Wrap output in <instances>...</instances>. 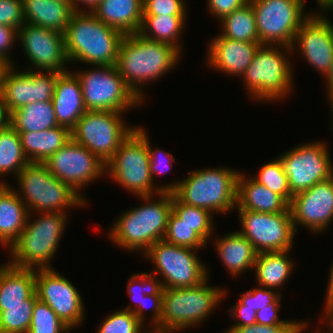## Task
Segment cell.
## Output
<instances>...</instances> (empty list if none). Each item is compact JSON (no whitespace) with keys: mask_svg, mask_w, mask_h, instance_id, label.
<instances>
[{"mask_svg":"<svg viewBox=\"0 0 333 333\" xmlns=\"http://www.w3.org/2000/svg\"><path fill=\"white\" fill-rule=\"evenodd\" d=\"M148 325L145 326L133 312L120 309L106 316L97 326L96 333H142Z\"/></svg>","mask_w":333,"mask_h":333,"instance_id":"obj_42","label":"cell"},{"mask_svg":"<svg viewBox=\"0 0 333 333\" xmlns=\"http://www.w3.org/2000/svg\"><path fill=\"white\" fill-rule=\"evenodd\" d=\"M14 187L8 183L0 184V245L8 249L21 235L29 216Z\"/></svg>","mask_w":333,"mask_h":333,"instance_id":"obj_27","label":"cell"},{"mask_svg":"<svg viewBox=\"0 0 333 333\" xmlns=\"http://www.w3.org/2000/svg\"><path fill=\"white\" fill-rule=\"evenodd\" d=\"M127 281L126 292L135 306L129 303L123 307L124 310L133 312L138 306H143L144 295H163L162 281L150 272L133 273Z\"/></svg>","mask_w":333,"mask_h":333,"instance_id":"obj_38","label":"cell"},{"mask_svg":"<svg viewBox=\"0 0 333 333\" xmlns=\"http://www.w3.org/2000/svg\"><path fill=\"white\" fill-rule=\"evenodd\" d=\"M172 212L185 224L192 227L206 243L214 240V218L210 211L180 202L172 192ZM209 240V241H208Z\"/></svg>","mask_w":333,"mask_h":333,"instance_id":"obj_36","label":"cell"},{"mask_svg":"<svg viewBox=\"0 0 333 333\" xmlns=\"http://www.w3.org/2000/svg\"><path fill=\"white\" fill-rule=\"evenodd\" d=\"M206 9L212 15L217 18L218 21L225 16L231 14L236 9L241 8L248 0H206Z\"/></svg>","mask_w":333,"mask_h":333,"instance_id":"obj_51","label":"cell"},{"mask_svg":"<svg viewBox=\"0 0 333 333\" xmlns=\"http://www.w3.org/2000/svg\"><path fill=\"white\" fill-rule=\"evenodd\" d=\"M325 141L303 142L278 155L292 195L333 177V163Z\"/></svg>","mask_w":333,"mask_h":333,"instance_id":"obj_14","label":"cell"},{"mask_svg":"<svg viewBox=\"0 0 333 333\" xmlns=\"http://www.w3.org/2000/svg\"><path fill=\"white\" fill-rule=\"evenodd\" d=\"M324 81L326 82V97L332 98L333 97V63L330 69L329 74L325 77Z\"/></svg>","mask_w":333,"mask_h":333,"instance_id":"obj_58","label":"cell"},{"mask_svg":"<svg viewBox=\"0 0 333 333\" xmlns=\"http://www.w3.org/2000/svg\"><path fill=\"white\" fill-rule=\"evenodd\" d=\"M237 211L241 225L238 231L251 242L257 254L293 249L297 233L291 213Z\"/></svg>","mask_w":333,"mask_h":333,"instance_id":"obj_15","label":"cell"},{"mask_svg":"<svg viewBox=\"0 0 333 333\" xmlns=\"http://www.w3.org/2000/svg\"><path fill=\"white\" fill-rule=\"evenodd\" d=\"M256 312L253 308L244 305L240 300L235 305L230 306L228 314L235 321L228 327H243L256 323Z\"/></svg>","mask_w":333,"mask_h":333,"instance_id":"obj_50","label":"cell"},{"mask_svg":"<svg viewBox=\"0 0 333 333\" xmlns=\"http://www.w3.org/2000/svg\"><path fill=\"white\" fill-rule=\"evenodd\" d=\"M23 152L29 162L44 163L71 139V130L57 126L37 132H19Z\"/></svg>","mask_w":333,"mask_h":333,"instance_id":"obj_30","label":"cell"},{"mask_svg":"<svg viewBox=\"0 0 333 333\" xmlns=\"http://www.w3.org/2000/svg\"><path fill=\"white\" fill-rule=\"evenodd\" d=\"M149 137L150 136H148L147 133V149L150 158L149 168L154 183V176H161L167 174V172L172 169L175 157L171 153L161 148L159 149L156 147H152L150 145L151 139H149Z\"/></svg>","mask_w":333,"mask_h":333,"instance_id":"obj_46","label":"cell"},{"mask_svg":"<svg viewBox=\"0 0 333 333\" xmlns=\"http://www.w3.org/2000/svg\"><path fill=\"white\" fill-rule=\"evenodd\" d=\"M15 179L18 186L14 190L29 213L68 214L73 208L88 206L85 195H80L70 185L59 181L44 163L29 162Z\"/></svg>","mask_w":333,"mask_h":333,"instance_id":"obj_8","label":"cell"},{"mask_svg":"<svg viewBox=\"0 0 333 333\" xmlns=\"http://www.w3.org/2000/svg\"><path fill=\"white\" fill-rule=\"evenodd\" d=\"M35 291L69 327L77 328L85 320V306L78 288L54 268L35 269Z\"/></svg>","mask_w":333,"mask_h":333,"instance_id":"obj_18","label":"cell"},{"mask_svg":"<svg viewBox=\"0 0 333 333\" xmlns=\"http://www.w3.org/2000/svg\"><path fill=\"white\" fill-rule=\"evenodd\" d=\"M182 54L171 45L144 38L138 33L125 35L119 47L116 68L126 85L145 102V86L158 81L176 68Z\"/></svg>","mask_w":333,"mask_h":333,"instance_id":"obj_1","label":"cell"},{"mask_svg":"<svg viewBox=\"0 0 333 333\" xmlns=\"http://www.w3.org/2000/svg\"><path fill=\"white\" fill-rule=\"evenodd\" d=\"M240 171L237 179L235 210H251L262 213H291L289 203L279 194L257 182L251 175Z\"/></svg>","mask_w":333,"mask_h":333,"instance_id":"obj_24","label":"cell"},{"mask_svg":"<svg viewBox=\"0 0 333 333\" xmlns=\"http://www.w3.org/2000/svg\"><path fill=\"white\" fill-rule=\"evenodd\" d=\"M209 280L208 277L194 287L164 289L162 317L155 328L183 333L201 323L203 325L225 297H228L226 288L214 287Z\"/></svg>","mask_w":333,"mask_h":333,"instance_id":"obj_7","label":"cell"},{"mask_svg":"<svg viewBox=\"0 0 333 333\" xmlns=\"http://www.w3.org/2000/svg\"><path fill=\"white\" fill-rule=\"evenodd\" d=\"M310 322L302 320L298 324L263 325L255 323L243 327H229L224 333H304L310 328Z\"/></svg>","mask_w":333,"mask_h":333,"instance_id":"obj_43","label":"cell"},{"mask_svg":"<svg viewBox=\"0 0 333 333\" xmlns=\"http://www.w3.org/2000/svg\"><path fill=\"white\" fill-rule=\"evenodd\" d=\"M219 22L220 36L242 42L259 43L255 14L249 1Z\"/></svg>","mask_w":333,"mask_h":333,"instance_id":"obj_34","label":"cell"},{"mask_svg":"<svg viewBox=\"0 0 333 333\" xmlns=\"http://www.w3.org/2000/svg\"><path fill=\"white\" fill-rule=\"evenodd\" d=\"M199 251L159 240L142 255L154 264L150 273L161 278L164 289L188 288L210 277V269L198 256Z\"/></svg>","mask_w":333,"mask_h":333,"instance_id":"obj_11","label":"cell"},{"mask_svg":"<svg viewBox=\"0 0 333 333\" xmlns=\"http://www.w3.org/2000/svg\"><path fill=\"white\" fill-rule=\"evenodd\" d=\"M329 269V277H328V285L327 290L325 292V300L324 301H331L333 299V263Z\"/></svg>","mask_w":333,"mask_h":333,"instance_id":"obj_57","label":"cell"},{"mask_svg":"<svg viewBox=\"0 0 333 333\" xmlns=\"http://www.w3.org/2000/svg\"><path fill=\"white\" fill-rule=\"evenodd\" d=\"M142 333H176V331L160 330L155 327H152V328L147 327V329H145Z\"/></svg>","mask_w":333,"mask_h":333,"instance_id":"obj_60","label":"cell"},{"mask_svg":"<svg viewBox=\"0 0 333 333\" xmlns=\"http://www.w3.org/2000/svg\"><path fill=\"white\" fill-rule=\"evenodd\" d=\"M13 65L5 58L0 56V91L3 85V82L5 80V76L8 72V70L12 67Z\"/></svg>","mask_w":333,"mask_h":333,"instance_id":"obj_56","label":"cell"},{"mask_svg":"<svg viewBox=\"0 0 333 333\" xmlns=\"http://www.w3.org/2000/svg\"><path fill=\"white\" fill-rule=\"evenodd\" d=\"M292 251L270 252L257 254L254 264L256 286L273 289L276 292L283 288L294 272L296 264L290 253Z\"/></svg>","mask_w":333,"mask_h":333,"instance_id":"obj_29","label":"cell"},{"mask_svg":"<svg viewBox=\"0 0 333 333\" xmlns=\"http://www.w3.org/2000/svg\"><path fill=\"white\" fill-rule=\"evenodd\" d=\"M147 130L138 125L106 163V176L135 196L160 193L149 168ZM156 185V186H155Z\"/></svg>","mask_w":333,"mask_h":333,"instance_id":"obj_9","label":"cell"},{"mask_svg":"<svg viewBox=\"0 0 333 333\" xmlns=\"http://www.w3.org/2000/svg\"><path fill=\"white\" fill-rule=\"evenodd\" d=\"M91 13L124 35L138 33L143 18V0H101Z\"/></svg>","mask_w":333,"mask_h":333,"instance_id":"obj_26","label":"cell"},{"mask_svg":"<svg viewBox=\"0 0 333 333\" xmlns=\"http://www.w3.org/2000/svg\"><path fill=\"white\" fill-rule=\"evenodd\" d=\"M280 296L281 294L273 289L258 286L255 288L252 287L251 290L249 289L246 292L244 291V293L239 296V300L244 305L258 311L265 306L273 304Z\"/></svg>","mask_w":333,"mask_h":333,"instance_id":"obj_45","label":"cell"},{"mask_svg":"<svg viewBox=\"0 0 333 333\" xmlns=\"http://www.w3.org/2000/svg\"><path fill=\"white\" fill-rule=\"evenodd\" d=\"M329 11L332 12L333 11V2L325 9V12H327V14L329 15ZM333 13V12H332Z\"/></svg>","mask_w":333,"mask_h":333,"instance_id":"obj_62","label":"cell"},{"mask_svg":"<svg viewBox=\"0 0 333 333\" xmlns=\"http://www.w3.org/2000/svg\"><path fill=\"white\" fill-rule=\"evenodd\" d=\"M74 10L70 0H23L24 21L64 33Z\"/></svg>","mask_w":333,"mask_h":333,"instance_id":"obj_28","label":"cell"},{"mask_svg":"<svg viewBox=\"0 0 333 333\" xmlns=\"http://www.w3.org/2000/svg\"><path fill=\"white\" fill-rule=\"evenodd\" d=\"M248 1L255 14L260 44L291 48L299 27L313 13L305 10L307 0Z\"/></svg>","mask_w":333,"mask_h":333,"instance_id":"obj_13","label":"cell"},{"mask_svg":"<svg viewBox=\"0 0 333 333\" xmlns=\"http://www.w3.org/2000/svg\"><path fill=\"white\" fill-rule=\"evenodd\" d=\"M18 42V30L6 25H0V56L7 59L14 65L13 56L11 57V49L15 48Z\"/></svg>","mask_w":333,"mask_h":333,"instance_id":"obj_52","label":"cell"},{"mask_svg":"<svg viewBox=\"0 0 333 333\" xmlns=\"http://www.w3.org/2000/svg\"><path fill=\"white\" fill-rule=\"evenodd\" d=\"M162 296L163 295H144L143 306H138L133 313L145 325L146 312L151 311L149 327H156L162 317ZM149 307V308H148ZM146 311V312H145Z\"/></svg>","mask_w":333,"mask_h":333,"instance_id":"obj_48","label":"cell"},{"mask_svg":"<svg viewBox=\"0 0 333 333\" xmlns=\"http://www.w3.org/2000/svg\"><path fill=\"white\" fill-rule=\"evenodd\" d=\"M136 198L141 200V205L125 209L111 224L107 237L116 247L128 253L139 252L141 255L154 243L164 240L168 217L172 211V192L161 191Z\"/></svg>","mask_w":333,"mask_h":333,"instance_id":"obj_2","label":"cell"},{"mask_svg":"<svg viewBox=\"0 0 333 333\" xmlns=\"http://www.w3.org/2000/svg\"><path fill=\"white\" fill-rule=\"evenodd\" d=\"M291 54V48L287 46H259L252 63L240 77L250 99L274 103L284 101L292 94L295 76Z\"/></svg>","mask_w":333,"mask_h":333,"instance_id":"obj_5","label":"cell"},{"mask_svg":"<svg viewBox=\"0 0 333 333\" xmlns=\"http://www.w3.org/2000/svg\"><path fill=\"white\" fill-rule=\"evenodd\" d=\"M289 208L296 233L299 226L310 234L327 232L333 225V177L293 195Z\"/></svg>","mask_w":333,"mask_h":333,"instance_id":"obj_20","label":"cell"},{"mask_svg":"<svg viewBox=\"0 0 333 333\" xmlns=\"http://www.w3.org/2000/svg\"><path fill=\"white\" fill-rule=\"evenodd\" d=\"M188 173L182 180L160 184V191L173 192L180 202L217 215L228 214L236 208L239 170L217 166Z\"/></svg>","mask_w":333,"mask_h":333,"instance_id":"obj_3","label":"cell"},{"mask_svg":"<svg viewBox=\"0 0 333 333\" xmlns=\"http://www.w3.org/2000/svg\"><path fill=\"white\" fill-rule=\"evenodd\" d=\"M252 177L271 191L281 195L289 204L291 203L293 195L289 188L288 178L277 156L268 163H264L259 172Z\"/></svg>","mask_w":333,"mask_h":333,"instance_id":"obj_39","label":"cell"},{"mask_svg":"<svg viewBox=\"0 0 333 333\" xmlns=\"http://www.w3.org/2000/svg\"><path fill=\"white\" fill-rule=\"evenodd\" d=\"M164 240L177 246L188 247L195 250H203L207 245V243L192 230V227L182 222L172 211L168 217Z\"/></svg>","mask_w":333,"mask_h":333,"instance_id":"obj_40","label":"cell"},{"mask_svg":"<svg viewBox=\"0 0 333 333\" xmlns=\"http://www.w3.org/2000/svg\"><path fill=\"white\" fill-rule=\"evenodd\" d=\"M324 310H323V314L321 315V317H319V322H318V327L320 326L319 324L321 323V325H323V327H325L324 325L326 324L325 327L326 333H333V302L332 301H324ZM325 322V323H324Z\"/></svg>","mask_w":333,"mask_h":333,"instance_id":"obj_53","label":"cell"},{"mask_svg":"<svg viewBox=\"0 0 333 333\" xmlns=\"http://www.w3.org/2000/svg\"><path fill=\"white\" fill-rule=\"evenodd\" d=\"M321 329L320 328H318L316 331H315V333H326L325 332V329L324 330H322V331H320Z\"/></svg>","mask_w":333,"mask_h":333,"instance_id":"obj_63","label":"cell"},{"mask_svg":"<svg viewBox=\"0 0 333 333\" xmlns=\"http://www.w3.org/2000/svg\"><path fill=\"white\" fill-rule=\"evenodd\" d=\"M328 102H329V106L331 107L330 109H331V113L330 114H332L331 116V130L333 131V97L332 98H328V99H326Z\"/></svg>","mask_w":333,"mask_h":333,"instance_id":"obj_61","label":"cell"},{"mask_svg":"<svg viewBox=\"0 0 333 333\" xmlns=\"http://www.w3.org/2000/svg\"><path fill=\"white\" fill-rule=\"evenodd\" d=\"M317 11L299 27L291 51L293 56L297 50L299 56L325 79L333 63V22L325 10Z\"/></svg>","mask_w":333,"mask_h":333,"instance_id":"obj_19","label":"cell"},{"mask_svg":"<svg viewBox=\"0 0 333 333\" xmlns=\"http://www.w3.org/2000/svg\"><path fill=\"white\" fill-rule=\"evenodd\" d=\"M282 295L273 303L265 306L256 312V323L263 325H276V324H298L301 320H280L279 311L281 308Z\"/></svg>","mask_w":333,"mask_h":333,"instance_id":"obj_49","label":"cell"},{"mask_svg":"<svg viewBox=\"0 0 333 333\" xmlns=\"http://www.w3.org/2000/svg\"><path fill=\"white\" fill-rule=\"evenodd\" d=\"M57 81V72L22 71L13 65L7 72L1 94L10 113L35 103L52 101Z\"/></svg>","mask_w":333,"mask_h":333,"instance_id":"obj_21","label":"cell"},{"mask_svg":"<svg viewBox=\"0 0 333 333\" xmlns=\"http://www.w3.org/2000/svg\"><path fill=\"white\" fill-rule=\"evenodd\" d=\"M206 66L239 79L252 63L260 43L242 42L216 34L208 41Z\"/></svg>","mask_w":333,"mask_h":333,"instance_id":"obj_22","label":"cell"},{"mask_svg":"<svg viewBox=\"0 0 333 333\" xmlns=\"http://www.w3.org/2000/svg\"><path fill=\"white\" fill-rule=\"evenodd\" d=\"M318 5L319 10H325L333 0H315Z\"/></svg>","mask_w":333,"mask_h":333,"instance_id":"obj_59","label":"cell"},{"mask_svg":"<svg viewBox=\"0 0 333 333\" xmlns=\"http://www.w3.org/2000/svg\"><path fill=\"white\" fill-rule=\"evenodd\" d=\"M35 292V269L0 264V306L27 305Z\"/></svg>","mask_w":333,"mask_h":333,"instance_id":"obj_31","label":"cell"},{"mask_svg":"<svg viewBox=\"0 0 333 333\" xmlns=\"http://www.w3.org/2000/svg\"><path fill=\"white\" fill-rule=\"evenodd\" d=\"M29 163L26 158L19 132L12 126L0 131V184H7L6 175L17 176ZM2 180V181H1Z\"/></svg>","mask_w":333,"mask_h":333,"instance_id":"obj_35","label":"cell"},{"mask_svg":"<svg viewBox=\"0 0 333 333\" xmlns=\"http://www.w3.org/2000/svg\"><path fill=\"white\" fill-rule=\"evenodd\" d=\"M52 104L58 125L70 130L87 111L79 78L72 70L57 73Z\"/></svg>","mask_w":333,"mask_h":333,"instance_id":"obj_23","label":"cell"},{"mask_svg":"<svg viewBox=\"0 0 333 333\" xmlns=\"http://www.w3.org/2000/svg\"><path fill=\"white\" fill-rule=\"evenodd\" d=\"M73 72L79 78L87 111L126 113L144 104L126 85L116 65H92L90 69Z\"/></svg>","mask_w":333,"mask_h":333,"instance_id":"obj_10","label":"cell"},{"mask_svg":"<svg viewBox=\"0 0 333 333\" xmlns=\"http://www.w3.org/2000/svg\"><path fill=\"white\" fill-rule=\"evenodd\" d=\"M124 36L91 12H74L64 32L68 59L71 65H116Z\"/></svg>","mask_w":333,"mask_h":333,"instance_id":"obj_4","label":"cell"},{"mask_svg":"<svg viewBox=\"0 0 333 333\" xmlns=\"http://www.w3.org/2000/svg\"><path fill=\"white\" fill-rule=\"evenodd\" d=\"M124 112L86 111L71 130L72 139L105 164L137 125H128Z\"/></svg>","mask_w":333,"mask_h":333,"instance_id":"obj_12","label":"cell"},{"mask_svg":"<svg viewBox=\"0 0 333 333\" xmlns=\"http://www.w3.org/2000/svg\"><path fill=\"white\" fill-rule=\"evenodd\" d=\"M37 300L35 291L27 299V305L0 306V333H27Z\"/></svg>","mask_w":333,"mask_h":333,"instance_id":"obj_37","label":"cell"},{"mask_svg":"<svg viewBox=\"0 0 333 333\" xmlns=\"http://www.w3.org/2000/svg\"><path fill=\"white\" fill-rule=\"evenodd\" d=\"M186 8L185 0H143V16L187 15Z\"/></svg>","mask_w":333,"mask_h":333,"instance_id":"obj_44","label":"cell"},{"mask_svg":"<svg viewBox=\"0 0 333 333\" xmlns=\"http://www.w3.org/2000/svg\"><path fill=\"white\" fill-rule=\"evenodd\" d=\"M187 17L188 15L143 16L138 34L146 39L171 45L183 55L184 46L180 39L187 25Z\"/></svg>","mask_w":333,"mask_h":333,"instance_id":"obj_32","label":"cell"},{"mask_svg":"<svg viewBox=\"0 0 333 333\" xmlns=\"http://www.w3.org/2000/svg\"><path fill=\"white\" fill-rule=\"evenodd\" d=\"M69 328L55 312L39 299L35 302L32 319L27 333H71Z\"/></svg>","mask_w":333,"mask_h":333,"instance_id":"obj_41","label":"cell"},{"mask_svg":"<svg viewBox=\"0 0 333 333\" xmlns=\"http://www.w3.org/2000/svg\"><path fill=\"white\" fill-rule=\"evenodd\" d=\"M24 23L23 0H0V25L18 30Z\"/></svg>","mask_w":333,"mask_h":333,"instance_id":"obj_47","label":"cell"},{"mask_svg":"<svg viewBox=\"0 0 333 333\" xmlns=\"http://www.w3.org/2000/svg\"><path fill=\"white\" fill-rule=\"evenodd\" d=\"M100 1L101 0H70V3L74 12H91ZM81 5L83 6L82 8Z\"/></svg>","mask_w":333,"mask_h":333,"instance_id":"obj_55","label":"cell"},{"mask_svg":"<svg viewBox=\"0 0 333 333\" xmlns=\"http://www.w3.org/2000/svg\"><path fill=\"white\" fill-rule=\"evenodd\" d=\"M44 164L54 177L70 185L80 195L84 194L82 189L106 175V164L73 139Z\"/></svg>","mask_w":333,"mask_h":333,"instance_id":"obj_16","label":"cell"},{"mask_svg":"<svg viewBox=\"0 0 333 333\" xmlns=\"http://www.w3.org/2000/svg\"><path fill=\"white\" fill-rule=\"evenodd\" d=\"M11 126L18 132H37L59 126L52 101L31 103L12 112Z\"/></svg>","mask_w":333,"mask_h":333,"instance_id":"obj_33","label":"cell"},{"mask_svg":"<svg viewBox=\"0 0 333 333\" xmlns=\"http://www.w3.org/2000/svg\"><path fill=\"white\" fill-rule=\"evenodd\" d=\"M215 238L214 249L232 277L237 278L246 271L253 270L257 252L245 236L235 230L222 236L216 235Z\"/></svg>","mask_w":333,"mask_h":333,"instance_id":"obj_25","label":"cell"},{"mask_svg":"<svg viewBox=\"0 0 333 333\" xmlns=\"http://www.w3.org/2000/svg\"><path fill=\"white\" fill-rule=\"evenodd\" d=\"M18 42L30 62L25 69L57 73L69 70L64 33L25 22L18 29Z\"/></svg>","mask_w":333,"mask_h":333,"instance_id":"obj_17","label":"cell"},{"mask_svg":"<svg viewBox=\"0 0 333 333\" xmlns=\"http://www.w3.org/2000/svg\"><path fill=\"white\" fill-rule=\"evenodd\" d=\"M68 216L70 217L69 214L59 212L29 213L21 235L7 250L10 255L7 263L16 268H54L50 261L59 249Z\"/></svg>","mask_w":333,"mask_h":333,"instance_id":"obj_6","label":"cell"},{"mask_svg":"<svg viewBox=\"0 0 333 333\" xmlns=\"http://www.w3.org/2000/svg\"><path fill=\"white\" fill-rule=\"evenodd\" d=\"M11 126V113L0 92V131Z\"/></svg>","mask_w":333,"mask_h":333,"instance_id":"obj_54","label":"cell"}]
</instances>
